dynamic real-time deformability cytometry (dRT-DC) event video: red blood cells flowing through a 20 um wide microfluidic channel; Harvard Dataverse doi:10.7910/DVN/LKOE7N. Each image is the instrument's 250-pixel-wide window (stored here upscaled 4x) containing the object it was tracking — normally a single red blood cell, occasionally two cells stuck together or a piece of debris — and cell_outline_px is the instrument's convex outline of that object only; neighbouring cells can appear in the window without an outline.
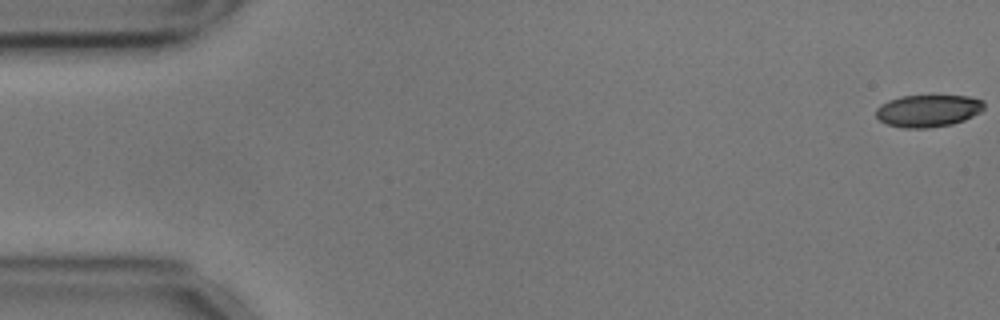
{"species": "common noctule bat (a hibernating species)", "species_latin": "Nyctalus noctula", "temperature_condition": "cold", "stored_images_in_passage": 56, "camera_frame_rate_fps": 3000, "um_per_image_px": 0.085, "animal": {"sex": "male", "body_mass_g": 17.9, "forearm_length_mm": 54.2}, "frame": {"image": 1, "passage_image": 1, "time_ms": 0.0, "image_size_px": [1000, 320], "cell_outline_px": [[984, 108], [980, 112], [964, 120], [952, 124], [928, 128], [904, 128], [888, 124], [880, 120], [876, 116], [876, 108], [880, 104], [888, 100], [900, 96], [968, 96], [984, 100]], "centroid_in_image_um": [78.88, 9.41], "position_along_channel_um": 6.1, "area_um2": 20.29}}
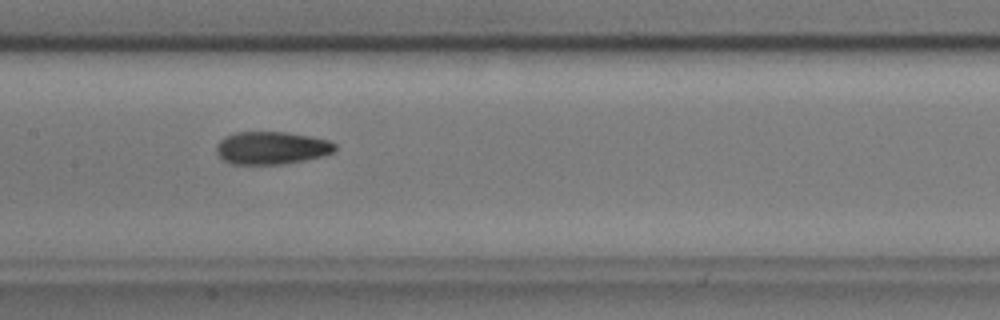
{"frame": {"image": 2, "passage_image": 27, "time_ms": 8.667, "image_size_px": [1000, 320], "cell_outline_px": [[336, 152], [304, 160], [284, 164], [232, 164], [224, 160], [216, 152], [216, 144], [224, 136], [236, 132], [288, 132], [312, 136], [328, 140], [336, 144]], "centroid_in_image_um": [23.09, 12.56], "position_along_channel_um": 184.3, "area_um2": 22.77}}
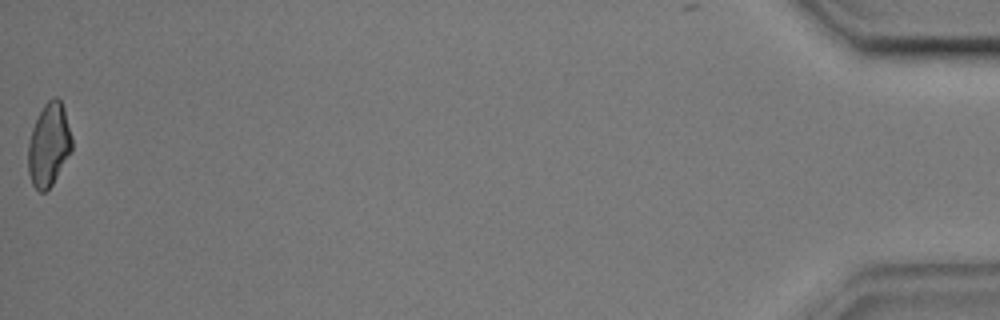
{"frame": {"image": 3, "passage_image": 56, "time_ms": 18.333, "image_size_px": [1000, 320], "cell_outline_px": [[72, 148], [52, 184], [44, 192], [40, 192], [32, 184], [28, 172], [28, 144], [32, 128], [44, 104], [52, 96], [56, 96], [60, 100], [64, 108], [72, 136]], "centroid_in_image_um": [4.14, 12.28], "position_along_channel_um": 431.1, "area_um2": 20.98}, "authors_computed_cell_mechanics": {"area_um2": 21.9062, "velocity_mm_per_s": 3.5837, "shape_relaxation_time_tau1_ms": 4.9731, "shape_relaxation_time_tau2_ms": 2.6588, "deformation_change_tau1": 0.149, "deformation_change_tau2": 0.0939}}